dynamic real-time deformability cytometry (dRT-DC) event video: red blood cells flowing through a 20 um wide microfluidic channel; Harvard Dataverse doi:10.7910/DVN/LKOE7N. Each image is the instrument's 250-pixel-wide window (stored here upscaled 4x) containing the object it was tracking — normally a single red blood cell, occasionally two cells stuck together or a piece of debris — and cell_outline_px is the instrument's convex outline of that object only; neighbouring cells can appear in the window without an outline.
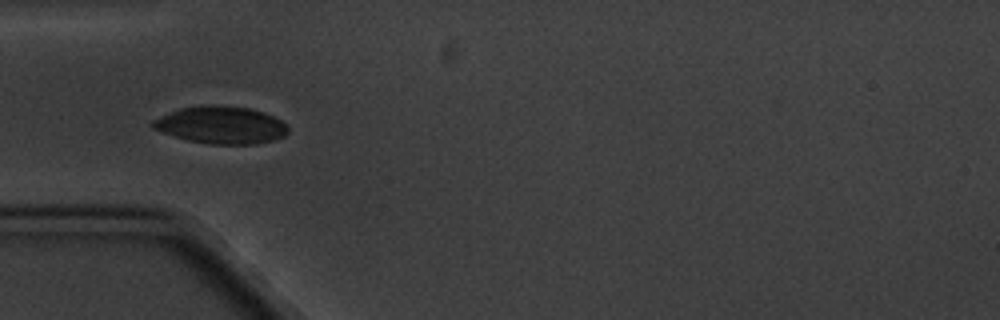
{"species": "common noctule bat (a hibernating species)", "species_latin": "Nyctalus noctula", "temperature_condition": "cold", "stored_images_in_passage": 8, "camera_frame_rate_fps": 3000, "um_per_image_px": 0.085, "animal": {"sex": "male", "body_mass_g": 20.1, "forearm_length_mm": 53.5}, "frame": {"image": 1, "passage_image": 5, "time_ms": 5.667, "image_size_px": [1000, 320], "cell_outline_px": [[288, 132], [284, 136], [272, 140], [256, 144], [212, 144], [188, 140], [152, 128], [148, 124], [152, 120], [180, 108], [248, 108], [264, 112], [280, 120], [288, 128]], "centroid_in_image_um": [18.8, 10.68], "position_along_channel_um": 66.2, "area_um2": 28.21}}